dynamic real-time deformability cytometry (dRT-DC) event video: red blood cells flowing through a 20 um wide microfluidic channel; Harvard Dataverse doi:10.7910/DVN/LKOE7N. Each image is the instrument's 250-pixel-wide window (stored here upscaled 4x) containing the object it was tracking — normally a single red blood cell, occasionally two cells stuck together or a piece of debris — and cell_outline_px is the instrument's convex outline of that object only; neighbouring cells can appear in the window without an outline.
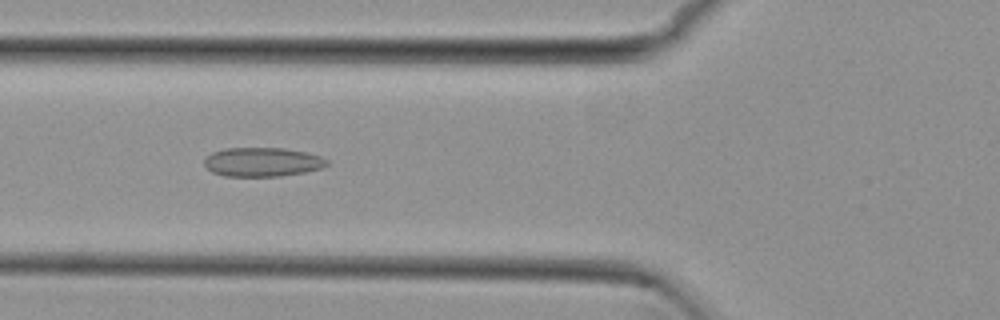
{"species": "common noctule bat (a hibernating species)", "species_latin": "Nyctalus noctula", "temperature_condition": "cold", "stored_images_in_passage": 55, "camera_frame_rate_fps": 3000, "um_per_image_px": 0.085, "animal": {"sex": "female", "body_mass_g": 29.2, "forearm_length_mm": 56.3}, "frame": {"image": 1, "passage_image": 20, "time_ms": 6.333, "image_size_px": [1000, 320], "cell_outline_px": [[328, 164], [320, 168], [304, 172], [280, 176], [224, 176], [212, 172], [204, 164], [204, 160], [212, 152], [224, 148], [284, 148], [304, 152], [320, 156], [328, 160]], "centroid_in_image_um": [22.28, 13.77], "position_along_channel_um": 103.5, "area_um2": 20.63}}
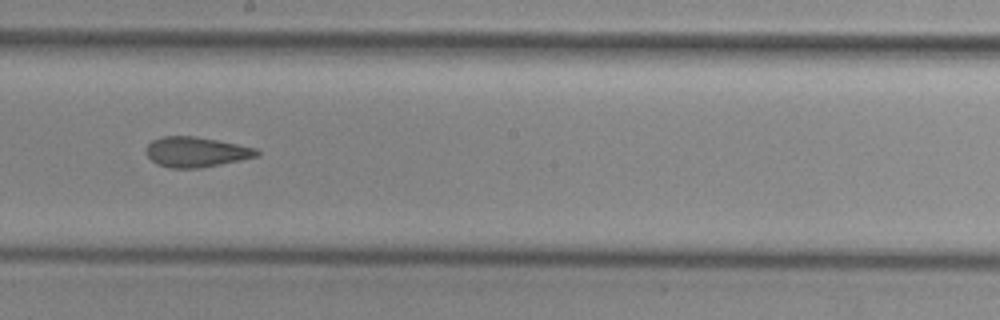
{"frame": {"image": 2, "passage_image": 30, "time_ms": 9.667, "image_size_px": [1000, 320], "cell_outline_px": [[260, 156], [200, 168], [168, 168], [156, 164], [144, 152], [144, 148], [152, 140], [160, 136], [196, 136], [256, 148], [260, 152]], "centroid_in_image_um": [16.62, 12.92], "position_along_channel_um": 231.6, "area_um2": 19.59}}
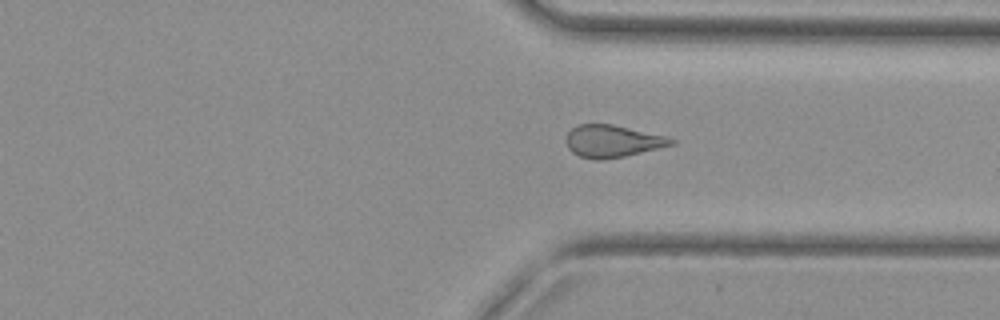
{"frame": {"image": 3, "passage_image": 40, "time_ms": 13.0, "image_size_px": [1000, 320], "cell_outline_px": [[676, 144], [624, 156], [604, 160], [592, 160], [580, 156], [572, 152], [568, 148], [564, 140], [568, 132], [576, 124], [612, 124], [668, 136], [676, 140]], "centroid_in_image_um": [52.05, 12.0], "position_along_channel_um": 359.4, "area_um2": 20.0}}